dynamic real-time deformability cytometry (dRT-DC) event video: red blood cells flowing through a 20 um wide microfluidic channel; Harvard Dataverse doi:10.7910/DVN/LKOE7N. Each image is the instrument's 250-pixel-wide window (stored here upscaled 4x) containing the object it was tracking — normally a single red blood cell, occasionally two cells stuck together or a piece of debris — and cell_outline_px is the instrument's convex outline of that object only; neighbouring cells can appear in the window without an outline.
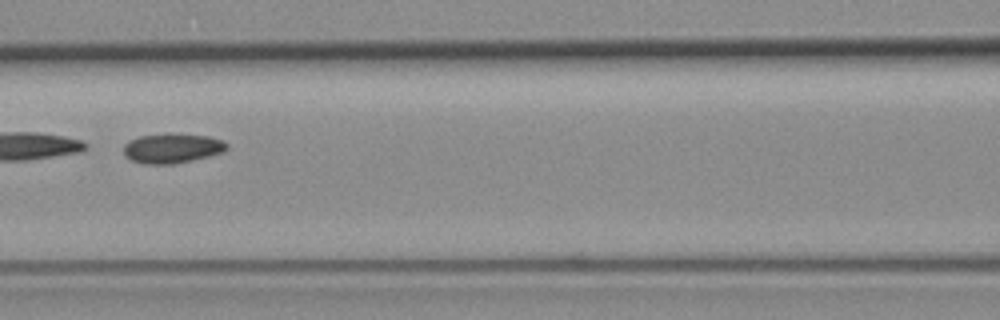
{"species": "common noctule bat (a hibernating species)", "species_latin": "Nyctalus noctula", "temperature_condition": "room temperature", "stored_images_in_passage": 46, "segment_of_instrument_passage": [2, 2], "camera_frame_rate_fps": 3000, "um_per_image_px": 0.085, "animal": {"sex": "female", "body_mass_g": 19.3, "forearm_length_mm": 54.1}, "frame": {"image": 1, "passage_image": 17, "time_ms": 5.333, "image_size_px": [1000, 320], "cell_outline_px": [[228, 148], [224, 152], [192, 160], [172, 164], [144, 164], [132, 160], [124, 156], [124, 144], [140, 136], [208, 136], [220, 140], [228, 144]], "centroid_in_image_um": [14.63, 12.65], "position_along_channel_um": 152.0, "area_um2": 16.99}}
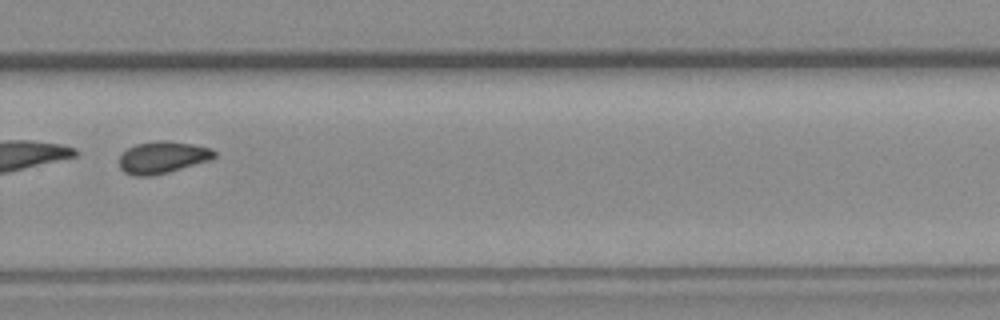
{"frame": {"image": 2, "passage_image": 30, "time_ms": 9.667, "image_size_px": [1000, 320], "cell_outline_px": [[216, 156], [208, 160], [168, 172], [152, 176], [132, 176], [124, 172], [120, 168], [120, 156], [128, 148], [136, 144], [156, 140], [164, 140], [192, 144], [212, 148], [216, 152]], "centroid_in_image_um": [13.8, 13.37], "position_along_channel_um": 316.0, "area_um2": 17.63}}